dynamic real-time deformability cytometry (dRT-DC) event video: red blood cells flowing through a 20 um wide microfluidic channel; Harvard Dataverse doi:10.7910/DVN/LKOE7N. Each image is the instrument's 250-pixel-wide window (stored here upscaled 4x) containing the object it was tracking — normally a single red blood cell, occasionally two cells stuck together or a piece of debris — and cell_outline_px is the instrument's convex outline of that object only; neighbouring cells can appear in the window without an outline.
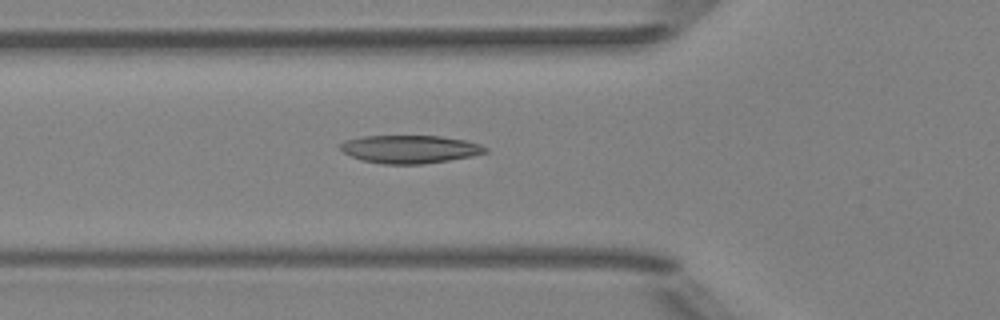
{"species": "Egyptian fruit bat (a non-hibernating species)", "species_latin": "Rousettus aegyptiacus", "temperature_condition": "room temperature", "stored_images_in_passage": 5, "camera_frame_rate_fps": 3000, "um_per_image_px": 0.085, "animal": {"sex": "female"}, "frame": {"image": 1, "passage_image": 5, "time_ms": 4.667, "image_size_px": [1000, 320], "cell_outline_px": [[488, 152], [472, 156], [424, 164], [384, 164], [360, 160], [344, 152], [340, 148], [340, 144], [344, 140], [360, 136], [440, 136], [464, 140], [480, 144], [488, 148]], "centroid_in_image_um": [34.83, 12.68], "position_along_channel_um": 91.0, "area_um2": 23.7}}